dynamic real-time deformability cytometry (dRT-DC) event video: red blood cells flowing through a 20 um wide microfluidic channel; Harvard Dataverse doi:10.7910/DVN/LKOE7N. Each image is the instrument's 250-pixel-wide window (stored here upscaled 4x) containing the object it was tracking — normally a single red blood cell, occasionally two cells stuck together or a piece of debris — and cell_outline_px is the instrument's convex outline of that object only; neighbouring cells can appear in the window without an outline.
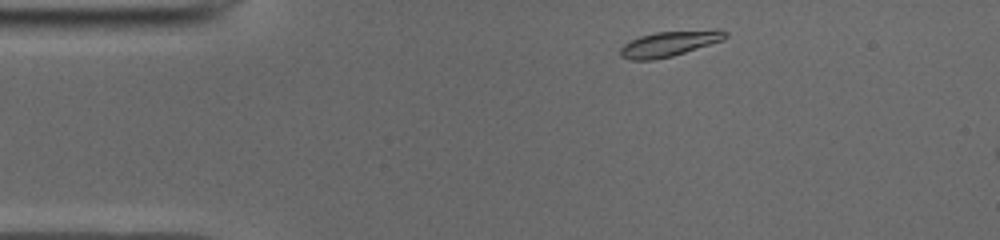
{"species": "common noctule bat (a hibernating species)", "species_latin": "Nyctalus noctula", "temperature_condition": "cold", "stored_images_in_passage": 44, "camera_frame_rate_fps": 3000, "um_per_image_px": 0.085, "animal": {"sex": "male", "body_mass_g": 19.0, "forearm_length_mm": 50.8}, "frame": {"image": 1, "passage_image": 2, "time_ms": 0.333, "image_size_px": [1000, 240], "cell_outline_px": [[728, 36], [724, 40], [672, 56], [652, 60], [632, 60], [620, 56], [620, 48], [624, 44], [640, 36], [656, 32], [716, 28], [720, 28], [728, 32]], "centroid_in_image_um": [56.97, 3.68], "position_along_channel_um": 28.0, "area_um2": 15.78}}
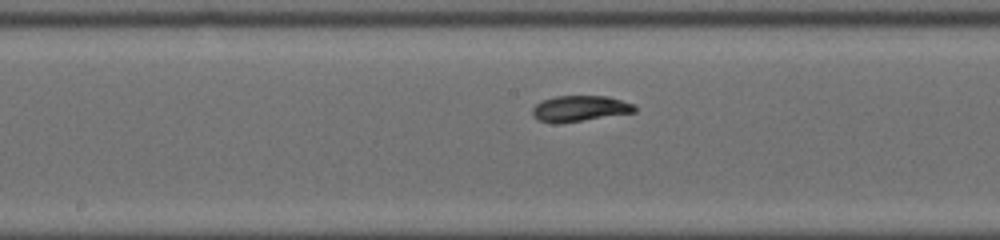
{"frame": {"image": 2, "passage_image": 19, "time_ms": 6.0, "image_size_px": [1000, 240], "cell_outline_px": [[636, 112], [580, 120], [540, 120], [532, 116], [532, 108], [540, 100], [556, 96], [608, 96], [636, 104]], "centroid_in_image_um": [49.35, 9.16], "position_along_channel_um": 198.9, "area_um2": 14.8}}
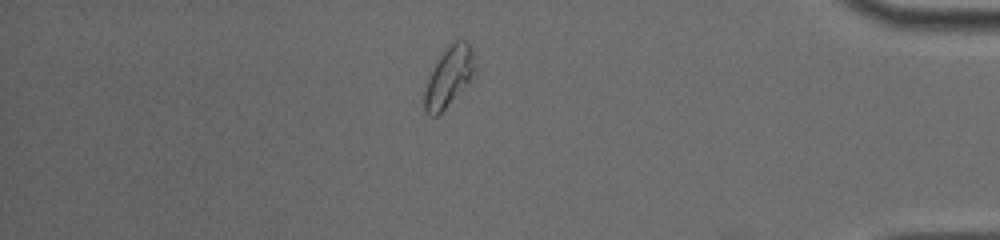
{"frame": {"image": 3, "passage_image": 37, "time_ms": 12.0, "image_size_px": [1000, 240], "cell_outline_px": [[476, 72], [444, 108], [436, 116], [428, 116], [424, 108], [424, 88], [440, 56], [456, 40], [464, 40], [468, 44], [472, 52], [476, 64]], "centroid_in_image_um": [38.15, 6.54], "position_along_channel_um": 397.1, "area_um2": 16.76}}